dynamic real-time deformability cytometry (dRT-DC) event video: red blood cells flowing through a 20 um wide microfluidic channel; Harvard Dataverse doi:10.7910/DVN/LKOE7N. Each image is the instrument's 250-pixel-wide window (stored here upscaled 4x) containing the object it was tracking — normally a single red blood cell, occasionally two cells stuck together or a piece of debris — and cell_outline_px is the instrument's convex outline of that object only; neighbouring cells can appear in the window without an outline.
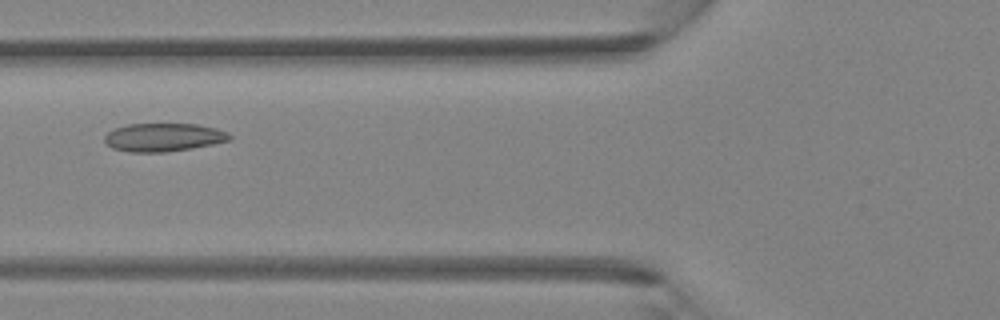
{"species": "Egyptian fruit bat (a non-hibernating species)", "species_latin": "Rousettus aegyptiacus", "temperature_condition": "room temperature", "stored_images_in_passage": 4, "camera_frame_rate_fps": 3000, "um_per_image_px": 0.085, "animal": {"sex": "female"}, "frame": {"image": 1, "passage_image": 4, "time_ms": 1.0, "image_size_px": [1000, 320], "cell_outline_px": [[232, 140], [192, 148], [164, 152], [128, 152], [112, 148], [104, 140], [104, 136], [108, 132], [116, 128], [128, 124], [196, 124], [216, 128], [228, 132], [232, 136]], "centroid_in_image_um": [13.92, 11.67], "position_along_channel_um": 111.9, "area_um2": 20.58}}